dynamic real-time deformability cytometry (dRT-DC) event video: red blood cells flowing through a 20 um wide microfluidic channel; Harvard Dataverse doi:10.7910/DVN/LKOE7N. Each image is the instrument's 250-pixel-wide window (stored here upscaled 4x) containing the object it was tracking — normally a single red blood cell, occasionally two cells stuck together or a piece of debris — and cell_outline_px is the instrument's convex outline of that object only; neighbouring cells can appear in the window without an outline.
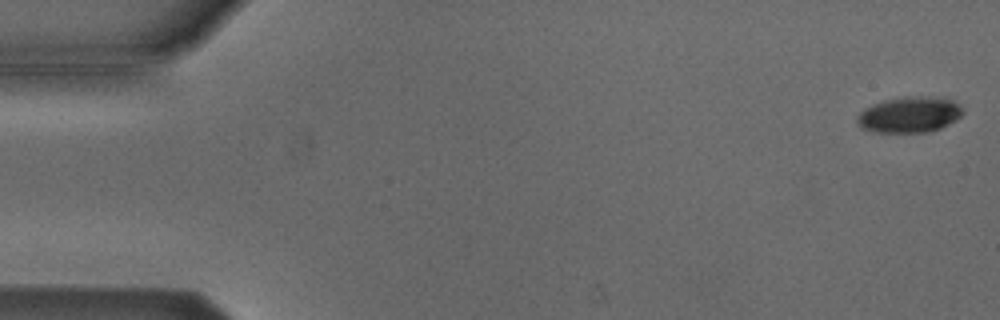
{"species": "Egyptian fruit bat (a non-hibernating species)", "species_latin": "Rousettus aegyptiacus", "temperature_condition": "cold", "stored_images_in_passage": 53, "camera_frame_rate_fps": 3000, "um_per_image_px": 0.085, "animal": {"sex": "male"}, "frame": {"image": 1, "passage_image": 1, "time_ms": 0.0, "image_size_px": [1000, 320], "cell_outline_px": [[964, 112], [956, 120], [940, 128], [928, 132], [876, 132], [860, 128], [856, 124], [856, 120], [860, 112], [864, 108], [888, 100], [952, 100]], "centroid_in_image_um": [77.23, 9.84], "position_along_channel_um": 7.8, "area_um2": 20.58}}
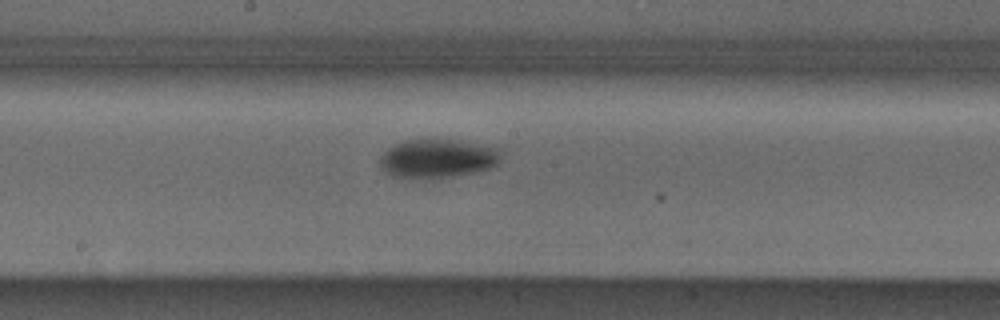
{"frame": {"image": 2, "passage_image": 28, "time_ms": 9.0, "image_size_px": [1000, 320], "cell_outline_px": [[504, 144], [500, 164], [492, 168], [480, 172], [428, 180], [392, 176], [384, 172], [380, 168], [380, 156], [388, 148], [404, 140], [456, 140]], "centroid_in_image_um": [37.36, 13.47], "position_along_channel_um": 210.8, "area_um2": 28.9}}
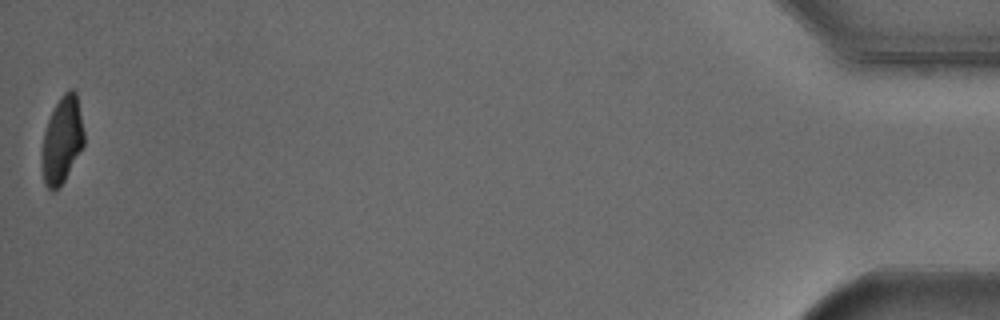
{"frame": {"image": 3, "passage_image": 53, "time_ms": 17.333, "image_size_px": [1000, 320], "cell_outline_px": [[84, 144], [64, 180], [52, 192], [44, 184], [40, 156], [40, 152], [44, 132], [48, 120], [60, 96], [68, 88], [72, 88], [76, 92], [84, 132]], "centroid_in_image_um": [5.25, 11.89], "position_along_channel_um": 430.0, "area_um2": 21.27}, "authors_computed_cell_mechanics": {"area_um2": 24.5072, "velocity_mm_per_s": 3.847, "shape_relaxation_time_tau1_ms": 1.8491, "shape_relaxation_time_tau2_ms": null, "deformation_change_tau1": 0.1006, "deformation_change_tau2": null}}